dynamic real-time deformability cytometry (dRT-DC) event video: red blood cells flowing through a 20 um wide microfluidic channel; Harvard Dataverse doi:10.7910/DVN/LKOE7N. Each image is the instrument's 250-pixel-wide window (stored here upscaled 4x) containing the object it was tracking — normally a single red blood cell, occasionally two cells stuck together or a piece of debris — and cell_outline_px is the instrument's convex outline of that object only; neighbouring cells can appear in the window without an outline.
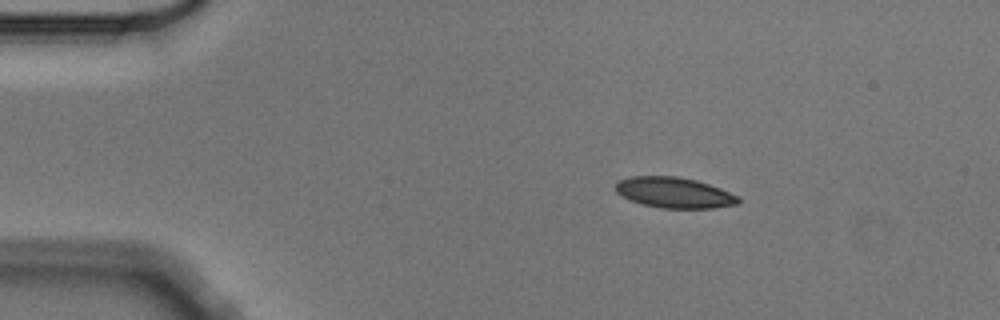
{"species": "Egyptian fruit bat (a non-hibernating species)", "species_latin": "Rousettus aegyptiacus", "temperature_condition": "cold", "stored_images_in_passage": 4, "camera_frame_rate_fps": 3000, "um_per_image_px": 0.085, "animal": {"sex": "male"}, "frame": {"image": 1, "passage_image": 2, "time_ms": 0.333, "image_size_px": [1000, 320], "cell_outline_px": [[740, 200], [736, 204], [716, 208], [660, 208], [644, 204], [632, 200], [616, 192], [616, 180], [632, 176], [676, 176], [696, 180], [720, 188], [740, 196]], "centroid_in_image_um": [57.33, 16.37], "position_along_channel_um": 27.7, "area_um2": 21.85}}